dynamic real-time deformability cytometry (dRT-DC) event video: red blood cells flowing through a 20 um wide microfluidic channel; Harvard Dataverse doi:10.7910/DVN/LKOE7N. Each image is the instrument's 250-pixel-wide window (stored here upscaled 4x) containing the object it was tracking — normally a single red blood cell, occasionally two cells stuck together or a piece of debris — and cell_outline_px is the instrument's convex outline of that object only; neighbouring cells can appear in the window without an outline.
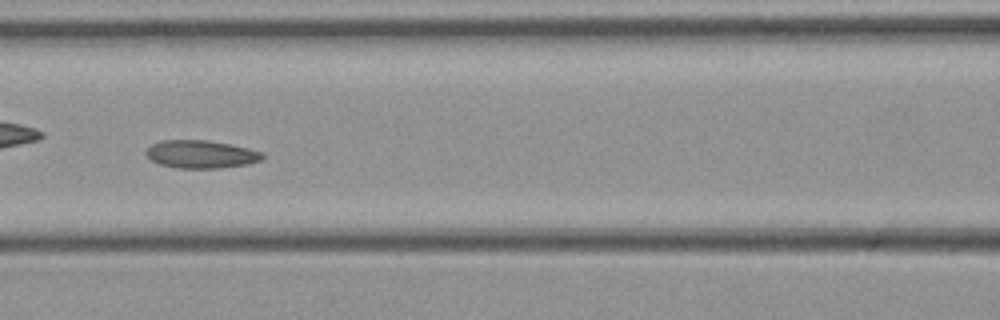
{"species": "common noctule bat (a hibernating species)", "species_latin": "Nyctalus noctula", "temperature_condition": "cold", "stored_images_in_passage": 46, "camera_frame_rate_fps": 3000, "um_per_image_px": 0.085, "animal": {"sex": "female", "body_mass_g": 21.9}, "frame": {"image": 1, "passage_image": 20, "time_ms": 6.333, "image_size_px": [1000, 320], "cell_outline_px": [[264, 156], [260, 160], [248, 164], [216, 168], [176, 168], [160, 164], [152, 160], [144, 152], [152, 144], [160, 140], [208, 140], [248, 148], [264, 152]], "centroid_in_image_um": [17.08, 13.1], "position_along_channel_um": 149.5, "area_um2": 18.84}}